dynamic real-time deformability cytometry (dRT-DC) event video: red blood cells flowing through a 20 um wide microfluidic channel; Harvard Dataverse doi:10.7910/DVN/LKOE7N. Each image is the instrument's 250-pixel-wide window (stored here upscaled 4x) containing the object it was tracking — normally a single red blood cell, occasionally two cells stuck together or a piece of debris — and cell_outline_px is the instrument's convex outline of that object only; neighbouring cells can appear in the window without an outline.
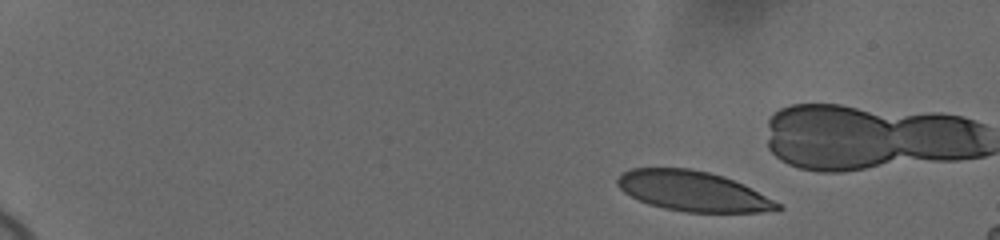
{"species": "human", "species_latin": "Homo sapiens", "temperature_condition": "cold", "stored_images_in_passage": 45, "camera_frame_rate_fps": 3000, "um_per_image_px": 0.085, "donor": {"sex": "female"}, "frame": {"image": 1, "passage_image": 1, "time_ms": 0.0, "image_size_px": [1000, 240], "cell_outline_px": [[784, 208], [760, 212], [688, 212], [664, 208], [648, 204], [624, 192], [616, 184], [616, 180], [624, 172], [632, 168], [688, 168], [708, 172], [724, 176], [780, 204]], "centroid_in_image_um": [58.83, 16.25], "position_along_channel_um": 26.2, "area_um2": 36.65}}
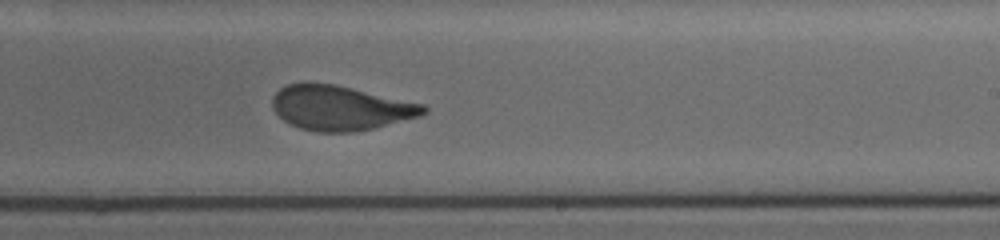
{"frame": {"image": 2, "passage_image": 31, "time_ms": 10.0, "image_size_px": [1000, 240], "cell_outline_px": [[428, 112], [420, 116], [372, 128], [352, 132], [320, 132], [300, 128], [284, 120], [272, 108], [272, 96], [280, 88], [288, 84], [332, 84], [424, 104], [428, 108]], "centroid_in_image_um": [28.93, 9.18], "position_along_channel_um": 260.1, "area_um2": 38.67}}
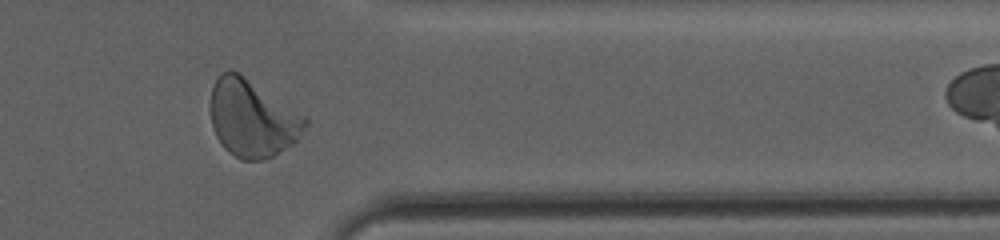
{"frame": {"image": 3, "passage_image": 42, "time_ms": 13.667, "image_size_px": [1000, 240], "cell_outline_px": [[308, 124], [300, 140], [272, 156], [264, 160], [240, 160], [228, 152], [224, 148], [216, 136], [212, 128], [212, 84], [216, 76], [220, 72], [228, 68], [240, 72], [304, 116], [308, 120]], "centroid_in_image_um": [21.44, 10.05], "position_along_channel_um": 390.0, "area_um2": 42.89}}